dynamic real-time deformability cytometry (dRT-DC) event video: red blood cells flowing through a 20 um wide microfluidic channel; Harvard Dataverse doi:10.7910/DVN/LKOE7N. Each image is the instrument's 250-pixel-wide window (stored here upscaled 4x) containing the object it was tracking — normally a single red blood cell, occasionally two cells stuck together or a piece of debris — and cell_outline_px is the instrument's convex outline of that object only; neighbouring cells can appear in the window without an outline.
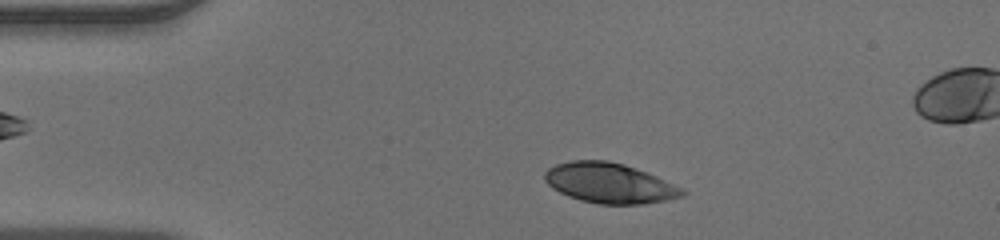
{"species": "human", "species_latin": "Homo sapiens", "temperature_condition": "warm", "stored_images_in_passage": 43, "camera_frame_rate_fps": 3000, "um_per_image_px": 0.085, "donor": {"sex": "male"}, "frame": {"image": 1, "passage_image": 4, "time_ms": 1.0, "image_size_px": [1000, 240], "cell_outline_px": [[688, 192], [684, 196], [644, 204], [596, 204], [580, 200], [568, 196], [552, 188], [544, 180], [544, 172], [548, 168], [556, 164], [572, 160], [608, 160], [624, 164], [656, 176]], "centroid_in_image_um": [51.76, 15.56], "position_along_channel_um": 33.2, "area_um2": 32.08}}
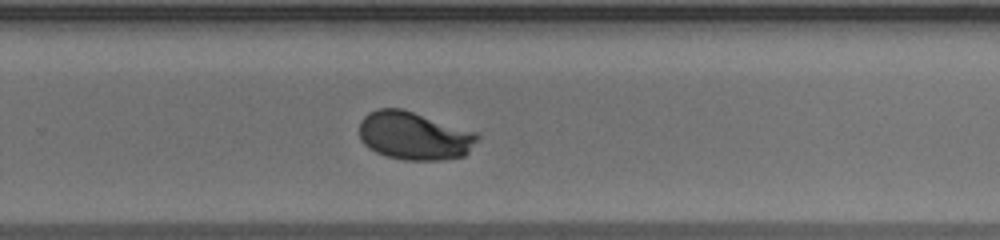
{"frame": {"image": 2, "passage_image": 26, "time_ms": 8.333, "image_size_px": [1000, 240], "cell_outline_px": [[480, 136], [468, 152], [464, 156], [440, 160], [404, 160], [388, 156], [376, 152], [368, 148], [360, 140], [360, 120], [368, 112], [376, 108], [404, 108], [476, 132]], "centroid_in_image_um": [35.19, 11.52], "position_along_channel_um": 294.6, "area_um2": 33.35}}
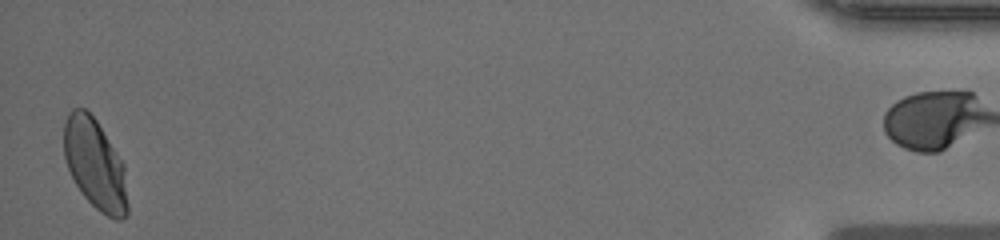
{"frame": {"image": 3, "passage_image": 42, "time_ms": 13.667, "image_size_px": [1000, 240], "cell_outline_px": [[128, 216], [124, 220], [116, 220], [100, 212], [80, 192], [68, 168], [64, 156], [64, 124], [68, 112], [72, 108], [84, 108], [96, 120], [124, 164], [128, 204]], "centroid_in_image_um": [8.09, 13.99], "position_along_channel_um": 427.1, "area_um2": 33.58}}